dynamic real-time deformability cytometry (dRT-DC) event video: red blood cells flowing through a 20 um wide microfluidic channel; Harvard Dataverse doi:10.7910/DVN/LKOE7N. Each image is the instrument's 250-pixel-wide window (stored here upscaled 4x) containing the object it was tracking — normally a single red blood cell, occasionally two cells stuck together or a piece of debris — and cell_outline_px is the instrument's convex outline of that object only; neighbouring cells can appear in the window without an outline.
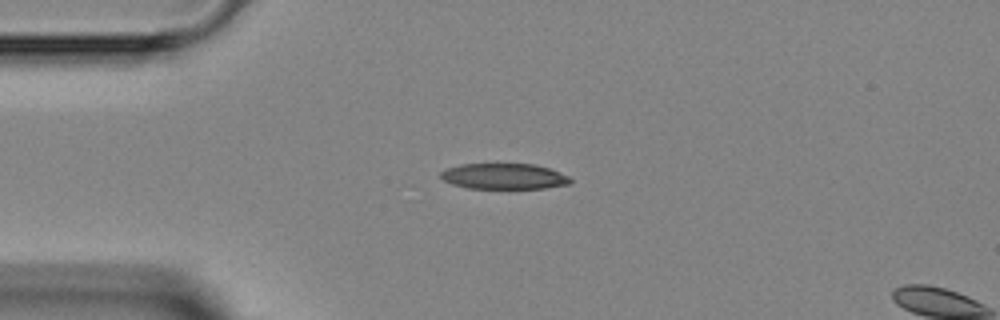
{"species": "Egyptian fruit bat (a non-hibernating species)", "species_latin": "Rousettus aegyptiacus", "temperature_condition": "room temperature", "stored_images_in_passage": 3, "camera_frame_rate_fps": 3000, "um_per_image_px": 0.085, "animal": {"sex": "female"}, "frame": {"image": 1, "passage_image": 2, "time_ms": 1.333, "image_size_px": [1000, 320], "cell_outline_px": [[572, 180], [568, 184], [544, 188], [468, 188], [452, 184], [444, 180], [440, 176], [440, 172], [448, 168], [460, 164], [536, 164], [560, 172], [568, 176]], "centroid_in_image_um": [42.83, 14.98], "position_along_channel_um": 42.2, "area_um2": 19.31}}